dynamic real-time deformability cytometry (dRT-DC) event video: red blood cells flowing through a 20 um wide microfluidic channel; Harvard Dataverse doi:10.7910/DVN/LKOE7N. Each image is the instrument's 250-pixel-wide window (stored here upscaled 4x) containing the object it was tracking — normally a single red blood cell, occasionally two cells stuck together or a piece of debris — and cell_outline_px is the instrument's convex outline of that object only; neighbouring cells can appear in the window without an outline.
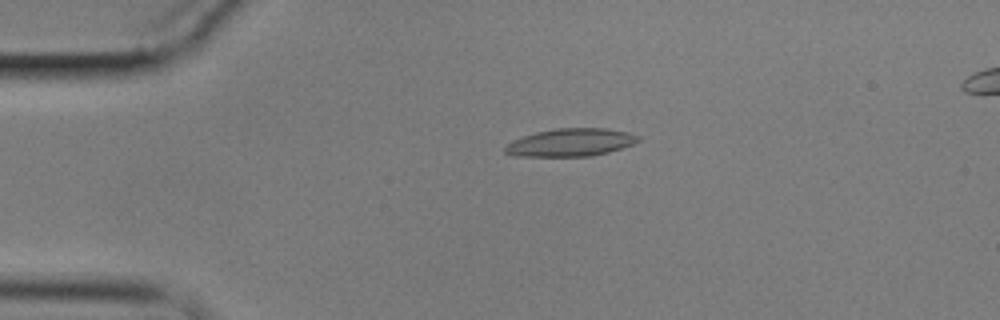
{"species": "common noctule bat (a hibernating species)", "species_latin": "Nyctalus noctula", "temperature_condition": "cold", "stored_images_in_passage": 59, "camera_frame_rate_fps": 3000, "um_per_image_px": 0.085, "animal": {"sex": "male", "body_mass_g": 17.9}, "frame": {"image": 1, "passage_image": 13, "time_ms": 4.0, "image_size_px": [1000, 320], "cell_outline_px": [[640, 140], [632, 144], [608, 152], [592, 156], [512, 156], [504, 152], [504, 148], [508, 144], [524, 136], [536, 132], [556, 128], [604, 128], [628, 132], [640, 136]], "centroid_in_image_um": [48.52, 12.11], "position_along_channel_um": 36.5, "area_um2": 21.39}}
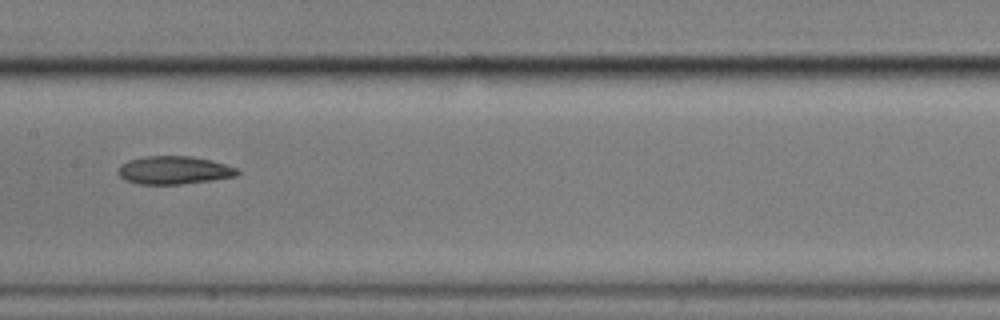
{"frame": {"image": 2, "passage_image": 30, "time_ms": 9.667, "image_size_px": [1000, 320], "cell_outline_px": [[240, 172], [236, 176], [212, 180], [180, 184], [140, 184], [124, 180], [116, 172], [120, 164], [128, 160], [144, 156], [192, 156], [212, 160], [236, 168]], "centroid_in_image_um": [14.75, 14.46], "position_along_channel_um": 192.7, "area_um2": 19.59}}
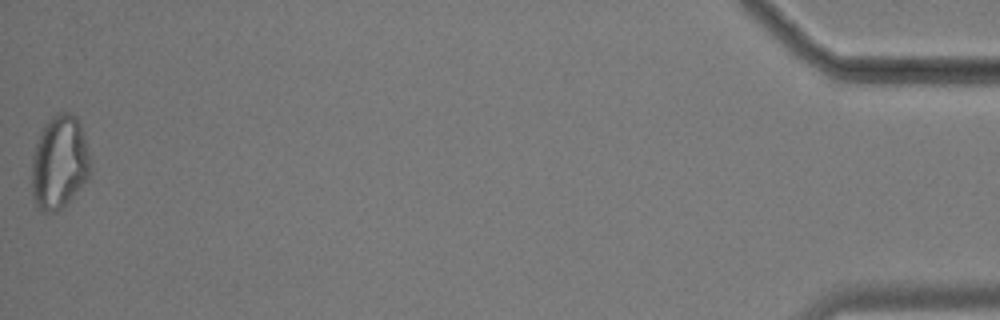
{"frame": {"image": 3, "passage_image": 59, "time_ms": 19.333, "image_size_px": [1000, 320], "cell_outline_px": [[88, 180], [56, 212], [44, 212], [36, 208], [32, 196], [32, 156], [40, 132], [44, 124], [56, 112], [68, 112], [76, 116], [80, 124], [84, 136], [88, 152]], "centroid_in_image_um": [5.0, 13.79], "position_along_channel_um": 430.2, "area_um2": 31.73}, "authors_computed_cell_mechanics": {"area_um2": 20.8658, "velocity_mm_per_s": 3.4314, "shape_relaxation_time_tau1_ms": 9.1344, "shape_relaxation_time_tau2_ms": null, "deformation_change_tau1": 0.1948, "deformation_change_tau2": null}}